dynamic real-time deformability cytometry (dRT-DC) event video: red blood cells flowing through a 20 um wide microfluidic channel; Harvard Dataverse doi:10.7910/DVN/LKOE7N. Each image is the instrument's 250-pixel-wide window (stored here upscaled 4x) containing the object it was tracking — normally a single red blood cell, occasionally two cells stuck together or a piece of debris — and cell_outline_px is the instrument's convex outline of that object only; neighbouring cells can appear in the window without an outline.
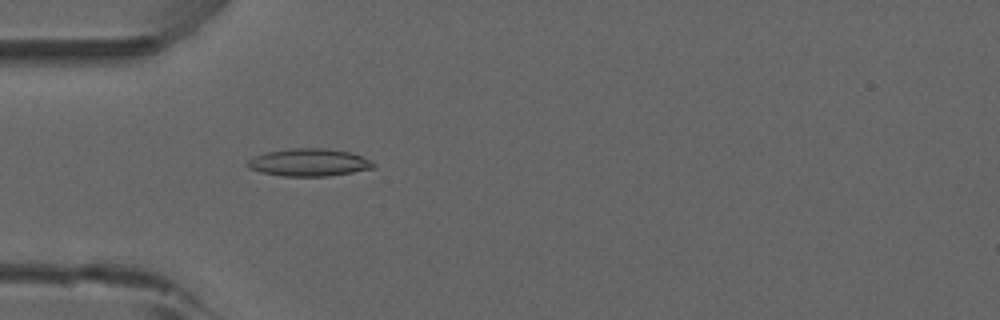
{"species": "common noctule bat (a hibernating species)", "species_latin": "Nyctalus noctula", "temperature_condition": "room temperature", "stored_images_in_passage": 42, "camera_frame_rate_fps": 3000, "um_per_image_px": 0.085, "animal": {"sex": "male", "forearm_length_mm": 52.5}, "frame": {"image": 1, "passage_image": 6, "time_ms": 1.667, "image_size_px": [1000, 320], "cell_outline_px": [[376, 164], [372, 168], [352, 172], [328, 176], [284, 176], [260, 172], [248, 168], [244, 164], [248, 160], [264, 152], [292, 148], [328, 148], [348, 152], [372, 160]], "centroid_in_image_um": [26.23, 13.8], "position_along_channel_um": 58.8, "area_um2": 20.23}}
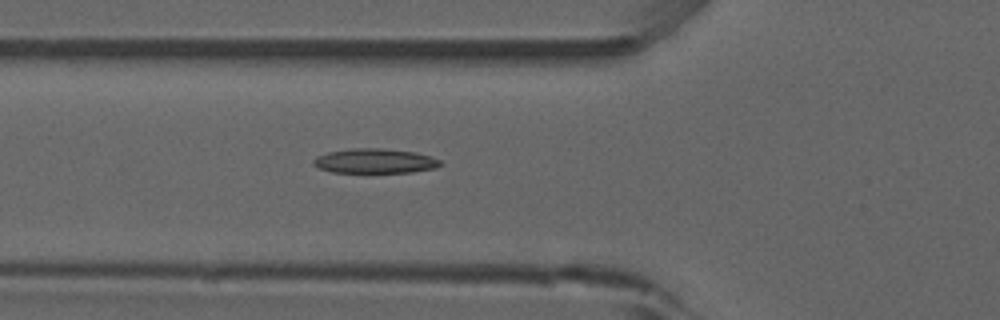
{"frame": {"image": 2, "passage_image": 9, "time_ms": 2.667, "image_size_px": [1000, 320], "cell_outline_px": [[444, 164], [436, 168], [412, 172], [332, 172], [320, 168], [312, 164], [312, 160], [316, 156], [328, 152], [352, 148], [380, 148], [412, 152], [428, 156], [440, 160]], "centroid_in_image_um": [31.84, 13.68], "position_along_channel_um": 94.0, "area_um2": 18.09}}
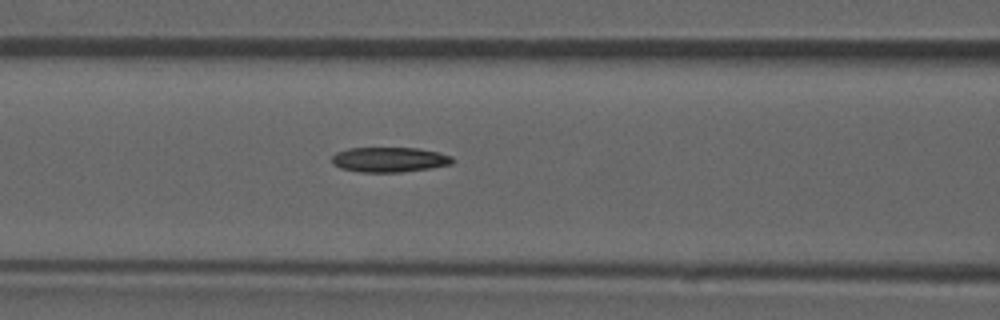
{"frame": {"image": 3, "passage_image": 12, "time_ms": 3.667, "image_size_px": [1000, 320], "cell_outline_px": [[452, 164], [428, 168], [400, 172], [360, 172], [340, 168], [332, 164], [332, 156], [336, 152], [348, 148], [420, 148], [452, 156]], "centroid_in_image_um": [33.05, 13.56], "position_along_channel_um": 133.6, "area_um2": 17.46}, "authors_computed_cell_mechanics": {"area_um2": 17.629, "velocity_mm_per_s": 3.9153, "shape_relaxation_time_tau1_ms": 8.7686, "shape_relaxation_time_tau2_ms": null, "deformation_change_tau1": 0.1738, "deformation_change_tau2": null}}